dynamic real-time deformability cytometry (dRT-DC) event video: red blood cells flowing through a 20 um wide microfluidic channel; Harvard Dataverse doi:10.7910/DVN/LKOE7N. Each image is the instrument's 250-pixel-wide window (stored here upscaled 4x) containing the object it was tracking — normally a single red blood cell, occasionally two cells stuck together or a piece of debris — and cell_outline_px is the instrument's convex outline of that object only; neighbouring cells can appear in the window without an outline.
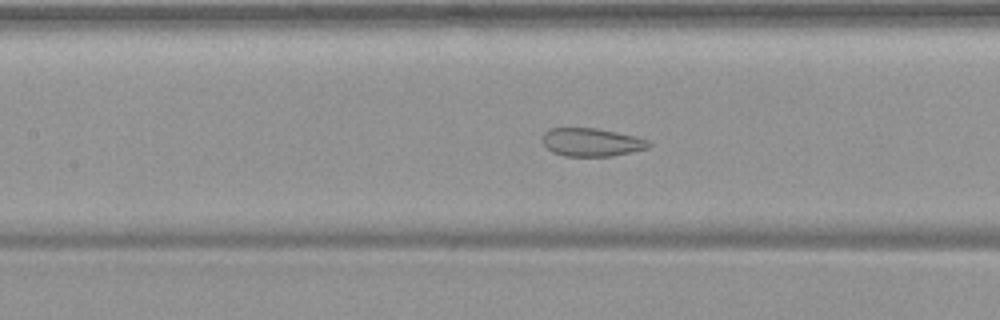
{"species": "common noctule bat (a hibernating species)", "species_latin": "Nyctalus noctula", "temperature_condition": "warm", "stored_images_in_passage": 55, "camera_frame_rate_fps": 3000, "um_per_image_px": 0.085, "animal": {"sex": "female", "body_mass_g": 19.9}, "frame": {"image": 1, "passage_image": 26, "time_ms": 8.333, "image_size_px": [1000, 320], "cell_outline_px": [[652, 144], [648, 148], [632, 152], [612, 156], [564, 156], [552, 152], [540, 140], [544, 132], [548, 128], [596, 128], [636, 136], [648, 140]], "centroid_in_image_um": [50.27, 12.09], "position_along_channel_um": 157.1, "area_um2": 17.63}}
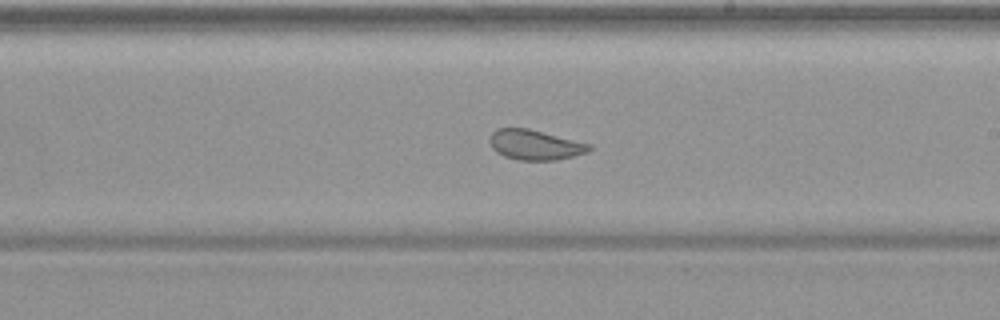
{"frame": {"image": 2, "passage_image": 33, "time_ms": 10.667, "image_size_px": [1000, 320], "cell_outline_px": [[592, 148], [588, 152], [556, 160], [520, 160], [504, 156], [496, 152], [492, 148], [488, 140], [492, 132], [496, 128], [528, 128], [592, 144]], "centroid_in_image_um": [45.46, 12.3], "position_along_channel_um": 243.5, "area_um2": 17.51}}
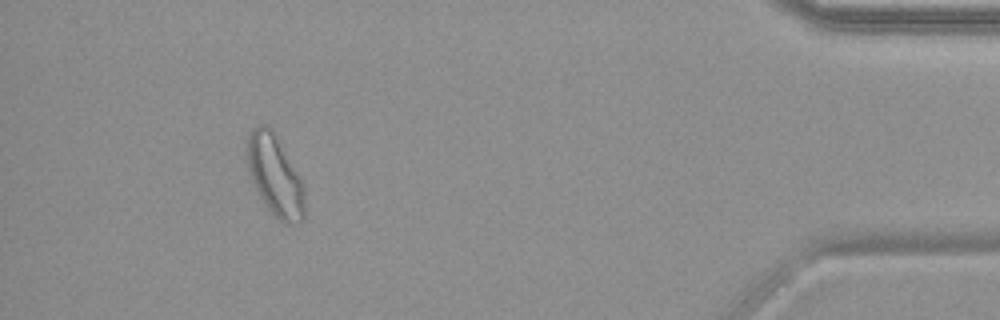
{"frame": {"image": 3, "passage_image": 51, "time_ms": 16.667, "image_size_px": [1000, 320], "cell_outline_px": [[304, 220], [300, 224], [284, 224], [260, 200], [256, 192], [248, 168], [248, 136], [252, 128], [260, 124], [264, 124], [272, 128], [280, 140], [300, 176], [304, 184]], "centroid_in_image_um": [23.4, 14.94], "position_along_channel_um": 411.8, "area_um2": 27.4}, "authors_computed_cell_mechanics": {"area_um2": 24.3916, "velocity_mm_per_s": 3.7315, "shape_relaxation_time_tau1_ms": null, "shape_relaxation_time_tau2_ms": 0.955, "deformation_change_tau1": null, "deformation_change_tau2": 0.0627}}